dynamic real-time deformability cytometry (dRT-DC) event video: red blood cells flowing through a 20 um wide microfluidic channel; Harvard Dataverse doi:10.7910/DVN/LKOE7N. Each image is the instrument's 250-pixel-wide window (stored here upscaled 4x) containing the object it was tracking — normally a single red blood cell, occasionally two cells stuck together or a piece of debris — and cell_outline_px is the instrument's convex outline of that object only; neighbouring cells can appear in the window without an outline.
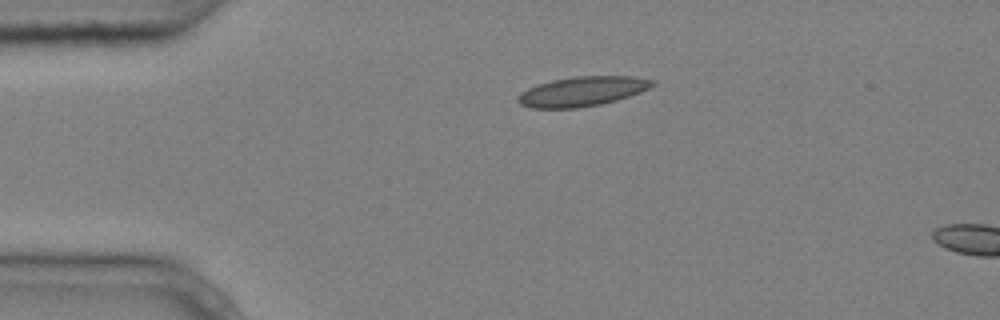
{"species": "common noctule bat (a hibernating species)", "species_latin": "Nyctalus noctula", "temperature_condition": "cold", "stored_images_in_passage": 2, "camera_frame_rate_fps": 3000, "um_per_image_px": 0.085, "animal": {"sex": "male", "body_mass_g": 20.4}, "frame": {"image": 1, "passage_image": 1, "time_ms": 0.0, "image_size_px": [1000, 320], "cell_outline_px": [[656, 84], [640, 92], [616, 100], [600, 104], [576, 108], [532, 108], [520, 104], [516, 100], [516, 96], [520, 92], [536, 84], [552, 80], [576, 76], [632, 76], [656, 80]], "centroid_in_image_um": [49.46, 7.76], "position_along_channel_um": 35.5, "area_um2": 23.29}}